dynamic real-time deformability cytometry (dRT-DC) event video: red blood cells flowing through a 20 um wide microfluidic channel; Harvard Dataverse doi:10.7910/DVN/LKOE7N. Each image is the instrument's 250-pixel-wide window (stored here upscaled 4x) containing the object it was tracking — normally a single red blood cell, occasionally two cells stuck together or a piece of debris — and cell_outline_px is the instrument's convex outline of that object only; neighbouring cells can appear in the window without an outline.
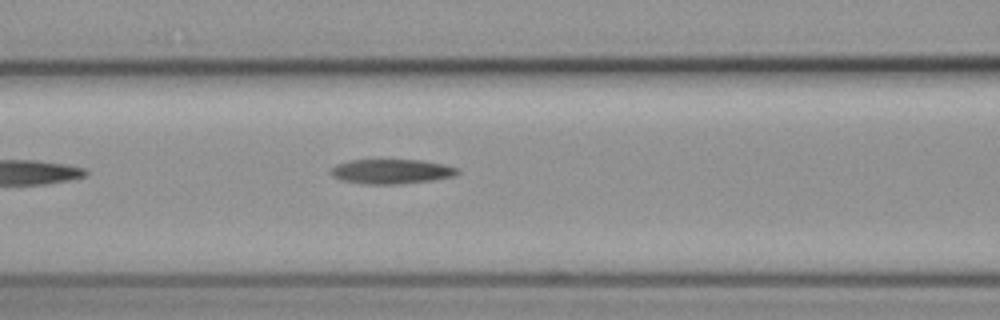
{"species": "common noctule bat (a hibernating species)", "species_latin": "Nyctalus noctula", "temperature_condition": "cold", "stored_images_in_passage": 6, "camera_frame_rate_fps": 3000, "um_per_image_px": 0.085, "animal": {"sex": "female", "body_mass_g": 19.3, "forearm_length_mm": 54.1}, "frame": {"image": 1, "passage_image": 6, "time_ms": 6.333, "image_size_px": [1000, 320], "cell_outline_px": [[460, 172], [456, 176], [432, 180], [396, 184], [364, 184], [340, 180], [332, 176], [328, 172], [336, 164], [352, 160], [420, 160], [444, 164], [460, 168]], "centroid_in_image_um": [33.28, 14.57], "position_along_channel_um": 133.3, "area_um2": 18.32}}